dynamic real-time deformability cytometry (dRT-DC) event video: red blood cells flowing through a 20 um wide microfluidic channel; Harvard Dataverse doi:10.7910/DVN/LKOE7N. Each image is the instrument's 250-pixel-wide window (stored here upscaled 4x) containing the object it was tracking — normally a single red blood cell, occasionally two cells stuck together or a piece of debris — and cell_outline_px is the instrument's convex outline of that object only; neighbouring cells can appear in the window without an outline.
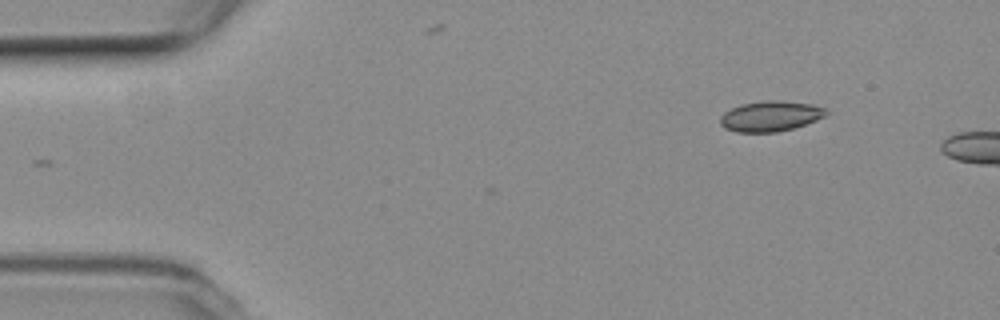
{"species": "common noctule bat (a hibernating species)", "species_latin": "Nyctalus noctula", "temperature_condition": "room temperature", "stored_images_in_passage": 9, "camera_frame_rate_fps": 3000, "um_per_image_px": 0.085, "animal": {"sex": "female", "body_mass_g": 19.3, "forearm_length_mm": 54.1}, "frame": {"image": 1, "passage_image": 1, "time_ms": 0.0, "image_size_px": [1000, 320], "cell_outline_px": [[828, 112], [824, 116], [816, 120], [792, 128], [776, 132], [736, 132], [724, 128], [720, 124], [720, 116], [724, 112], [740, 104], [764, 100], [784, 100], [812, 104], [824, 108]], "centroid_in_image_um": [65.45, 9.86], "position_along_channel_um": 19.5, "area_um2": 18.79}}